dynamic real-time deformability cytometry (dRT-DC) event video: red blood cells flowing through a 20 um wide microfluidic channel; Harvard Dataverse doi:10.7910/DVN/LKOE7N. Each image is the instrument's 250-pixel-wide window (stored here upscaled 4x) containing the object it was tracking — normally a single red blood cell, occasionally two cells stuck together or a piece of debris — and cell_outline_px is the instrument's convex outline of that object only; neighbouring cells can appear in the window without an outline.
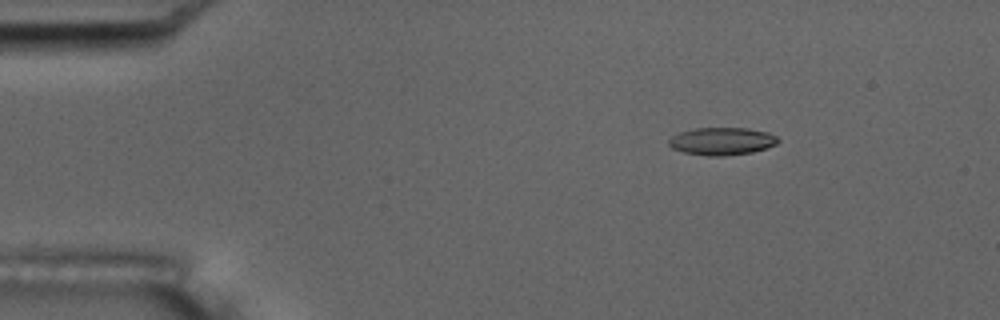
{"species": "common noctule bat (a hibernating species)", "species_latin": "Nyctalus noctula", "temperature_condition": "room temperature", "stored_images_in_passage": 8, "camera_frame_rate_fps": 3000, "um_per_image_px": 0.085, "animal": {"sex": "male", "body_mass_g": 17.5, "forearm_length_mm": 52.3}, "frame": {"image": 1, "passage_image": 3, "time_ms": 2.333, "image_size_px": [1000, 320], "cell_outline_px": [[780, 140], [776, 144], [752, 152], [724, 156], [708, 156], [684, 152], [672, 148], [668, 144], [668, 140], [672, 136], [680, 132], [696, 128], [748, 128], [768, 132], [776, 136]], "centroid_in_image_um": [61.35, 12.0], "position_along_channel_um": 23.6, "area_um2": 17.51}}